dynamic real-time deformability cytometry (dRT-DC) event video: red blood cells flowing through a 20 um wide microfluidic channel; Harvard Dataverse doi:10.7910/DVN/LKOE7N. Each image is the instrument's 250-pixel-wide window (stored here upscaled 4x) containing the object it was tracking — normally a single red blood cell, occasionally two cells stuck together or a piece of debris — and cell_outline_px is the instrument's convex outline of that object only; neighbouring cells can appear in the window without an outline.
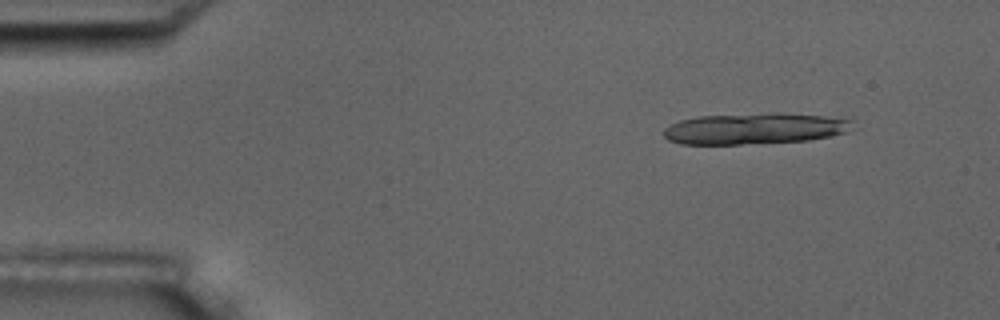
{"species": "common noctule bat (a hibernating species)", "species_latin": "Nyctalus noctula", "temperature_condition": "room temperature", "stored_images_in_passage": 5, "camera_frame_rate_fps": 3000, "um_per_image_px": 0.085, "animal": {"sex": "male", "body_mass_g": 17.5, "forearm_length_mm": 52.3}, "frame": {"image": 1, "passage_image": 1, "time_ms": 0.0, "image_size_px": [1000, 320], "cell_outline_px": [[852, 120], [848, 132], [832, 136], [808, 140], [740, 144], [680, 144], [668, 140], [664, 136], [664, 128], [680, 120], [696, 116], [852, 116]], "centroid_in_image_um": [64.15, 10.98], "position_along_channel_um": 20.8, "area_um2": 32.83}}